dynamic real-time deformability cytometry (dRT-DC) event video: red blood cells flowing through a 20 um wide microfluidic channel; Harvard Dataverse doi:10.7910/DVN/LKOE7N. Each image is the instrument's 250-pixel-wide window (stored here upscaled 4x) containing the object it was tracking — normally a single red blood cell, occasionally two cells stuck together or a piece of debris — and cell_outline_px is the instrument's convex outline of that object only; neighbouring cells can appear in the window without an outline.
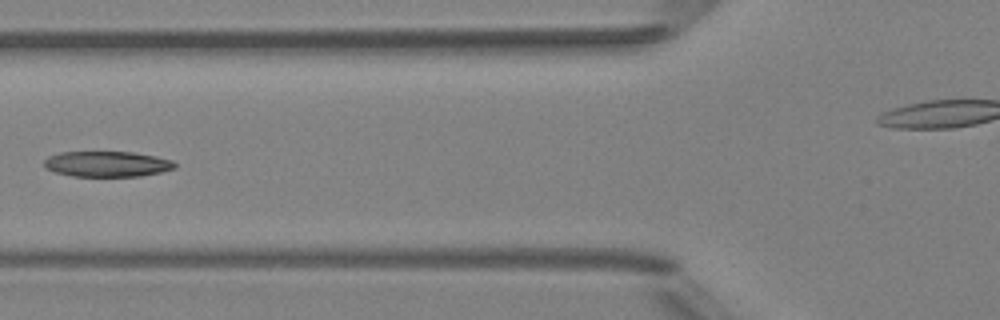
{"species": "Egyptian fruit bat (a non-hibernating species)", "species_latin": "Rousettus aegyptiacus", "temperature_condition": "room temperature", "stored_images_in_passage": 6, "camera_frame_rate_fps": 3000, "um_per_image_px": 0.085, "animal": {"sex": "female"}, "frame": {"image": 1, "passage_image": 6, "time_ms": 5.667, "image_size_px": [1000, 320], "cell_outline_px": [[176, 168], [160, 172], [140, 176], [72, 176], [56, 172], [44, 168], [44, 160], [48, 156], [60, 152], [132, 152], [156, 156], [172, 160], [176, 164]], "centroid_in_image_um": [9.09, 13.94], "position_along_channel_um": 116.7, "area_um2": 19.48}}